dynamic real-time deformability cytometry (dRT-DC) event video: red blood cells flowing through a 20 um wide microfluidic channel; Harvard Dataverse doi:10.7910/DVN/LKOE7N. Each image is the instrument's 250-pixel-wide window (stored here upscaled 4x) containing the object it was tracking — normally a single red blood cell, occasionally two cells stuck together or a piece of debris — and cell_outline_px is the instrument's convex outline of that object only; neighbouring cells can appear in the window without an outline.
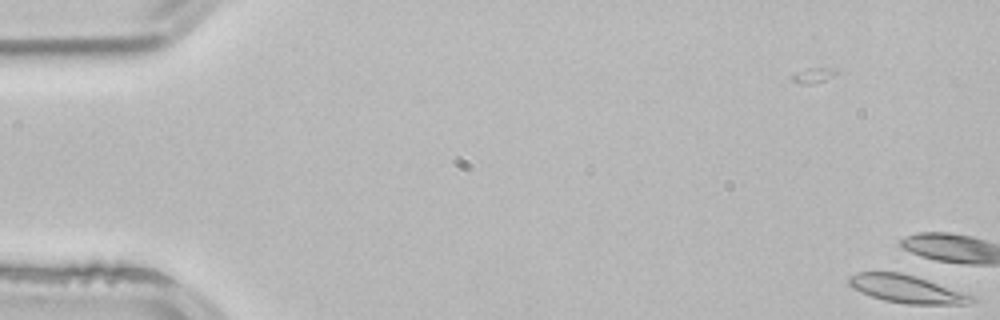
{"species": "common noctule bat (a hibernating species)", "species_latin": "Nyctalus noctula", "temperature_condition": "room temperature", "stored_images_in_passage": 5, "camera_frame_rate_fps": 3000, "um_per_image_px": 0.085, "animal": {"sex": "male", "body_mass_g": 21.5, "forearm_length_mm": 52.0}, "frame": {"image": 1, "passage_image": 5, "time_ms": 1.333, "image_size_px": [1000, 320], "cell_outline_px": [[976, 300], [964, 304], [908, 304], [884, 300], [860, 292], [852, 288], [848, 284], [848, 276], [856, 272], [900, 272], [916, 276], [976, 296]], "centroid_in_image_um": [77.05, 24.56], "position_along_channel_um": 7.9, "area_um2": 19.94}}